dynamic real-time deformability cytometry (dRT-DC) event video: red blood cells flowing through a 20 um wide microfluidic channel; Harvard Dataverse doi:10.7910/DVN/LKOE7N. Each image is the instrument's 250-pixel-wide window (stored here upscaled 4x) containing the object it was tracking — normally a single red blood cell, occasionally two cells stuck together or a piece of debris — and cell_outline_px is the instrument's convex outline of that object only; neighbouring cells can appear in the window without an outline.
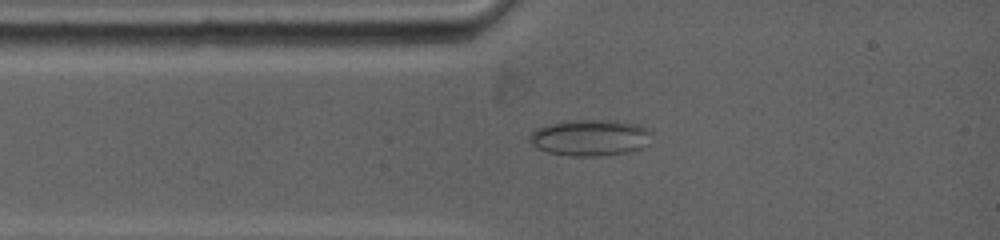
{"species": "common noctule bat (a hibernating species)", "species_latin": "Nyctalus noctula", "temperature_condition": "warm", "stored_images_in_passage": 56, "camera_frame_rate_fps": 5000, "um_per_image_px": 0.085, "animal": {"sex": "female", "body_mass_g": 19.0, "forearm_length_mm": 53.3}, "frame": {"image": 1, "passage_image": 8, "time_ms": 1.8, "image_size_px": [1000, 240], "cell_outline_px": [[652, 132], [640, 148], [624, 152], [596, 156], [572, 156], [548, 152], [532, 144], [528, 140], [528, 136], [536, 128], [548, 124], [576, 120], [616, 120], [640, 124], [648, 128]], "centroid_in_image_um": [50.13, 11.68], "position_along_channel_um": 34.9, "area_um2": 25.49}}
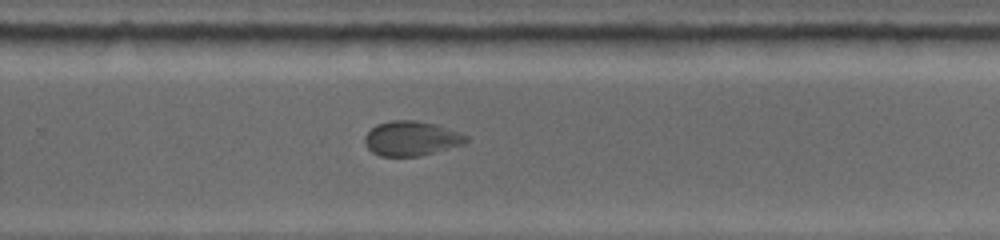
{"frame": {"image": 2, "passage_image": 30, "time_ms": 8.6, "image_size_px": [1000, 240], "cell_outline_px": [[468, 140], [464, 144], [416, 156], [380, 156], [372, 152], [368, 148], [364, 140], [364, 136], [376, 124], [392, 120], [416, 120], [432, 124], [460, 132], [468, 136]], "centroid_in_image_um": [34.93, 11.76], "position_along_channel_um": 294.9, "area_um2": 20.17}}
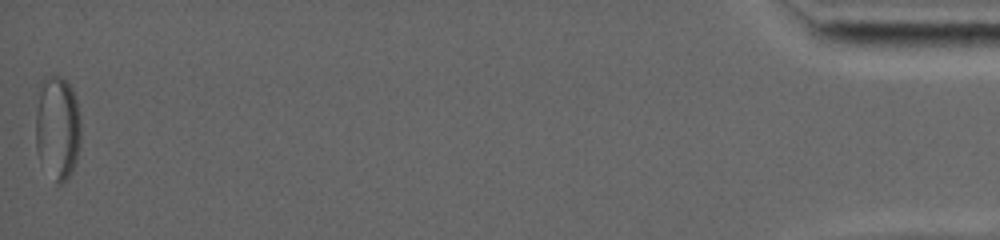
{"frame": {"image": 3, "passage_image": 56, "time_ms": 16.2, "image_size_px": [1000, 240], "cell_outline_px": [[80, 140], [76, 160], [68, 176], [60, 184], [56, 180], [36, 148], [36, 108], [40, 84], [44, 76], [60, 76], [72, 88], [76, 96], [80, 116]], "centroid_in_image_um": [4.9, 10.72], "position_along_channel_um": 430.3, "area_um2": 26.7}, "authors_computed_cell_mechanics": {"area_um2": 22.5131, "velocity_mm_per_s": 3.8586, "shape_relaxation_time_tau1_ms": null, "shape_relaxation_time_tau2_ms": 0.8427, "deformation_change_tau1": null, "deformation_change_tau2": 0.0537}}